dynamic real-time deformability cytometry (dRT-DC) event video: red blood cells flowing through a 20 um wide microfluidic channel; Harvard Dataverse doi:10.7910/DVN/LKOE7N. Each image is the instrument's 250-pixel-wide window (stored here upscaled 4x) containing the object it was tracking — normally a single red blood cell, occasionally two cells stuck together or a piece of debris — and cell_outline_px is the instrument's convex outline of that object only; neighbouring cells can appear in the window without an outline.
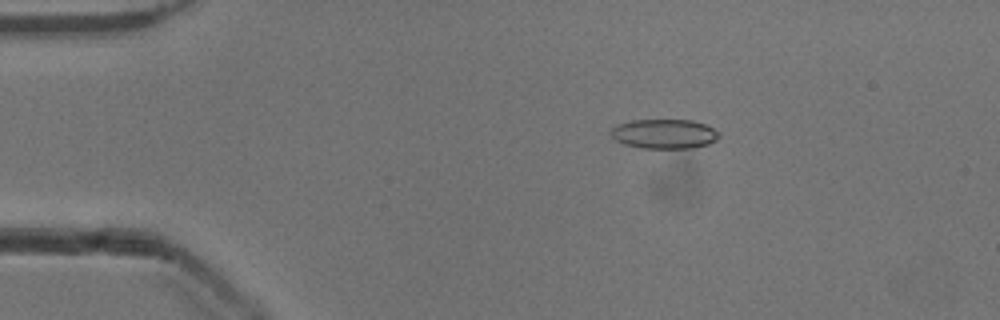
{"species": "common noctule bat (a hibernating species)", "species_latin": "Nyctalus noctula", "temperature_condition": "cold", "stored_images_in_passage": 53, "camera_frame_rate_fps": 3000, "um_per_image_px": 0.085, "animal": {"sex": "male", "body_mass_g": 13.3}, "frame": {"image": 1, "passage_image": 10, "time_ms": 3.0, "image_size_px": [1000, 320], "cell_outline_px": [[720, 136], [716, 140], [708, 144], [692, 148], [644, 148], [624, 144], [616, 140], [612, 136], [612, 128], [616, 124], [632, 120], [692, 120], [704, 124], [720, 132]], "centroid_in_image_um": [56.48, 11.37], "position_along_channel_um": 28.5, "area_um2": 18.55}}
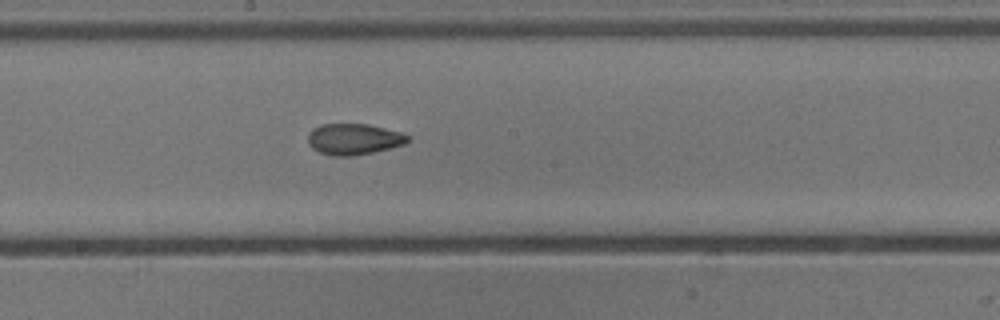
{"frame": {"image": 2, "passage_image": 29, "time_ms": 9.333, "image_size_px": [1000, 320], "cell_outline_px": [[408, 140], [404, 144], [392, 148], [352, 156], [332, 156], [320, 152], [312, 148], [308, 144], [308, 132], [312, 128], [320, 124], [368, 124], [404, 132], [408, 136]], "centroid_in_image_um": [30.06, 11.82], "position_along_channel_um": 218.1, "area_um2": 18.26}}
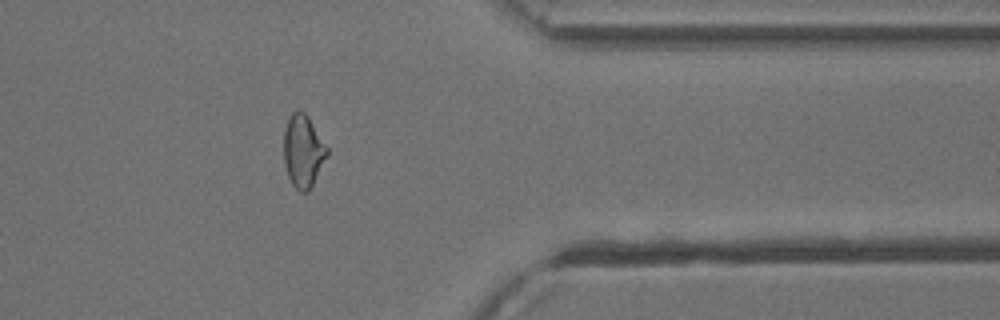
{"frame": {"image": 3, "passage_image": 43, "time_ms": 14.0, "image_size_px": [1000, 320], "cell_outline_px": [[328, 156], [308, 192], [300, 192], [292, 184], [288, 176], [284, 164], [284, 128], [288, 116], [296, 108], [300, 108], [308, 116], [328, 148]], "centroid_in_image_um": [25.75, 12.8], "position_along_channel_um": 385.6, "area_um2": 18.55}, "authors_computed_cell_mechanics": {"area_um2": 18.5538, "velocity_mm_per_s": 3.9104, "shape_relaxation_time_tau1_ms": null, "shape_relaxation_time_tau2_ms": 3.8406, "deformation_change_tau1": null, "deformation_change_tau2": 0.0979}}